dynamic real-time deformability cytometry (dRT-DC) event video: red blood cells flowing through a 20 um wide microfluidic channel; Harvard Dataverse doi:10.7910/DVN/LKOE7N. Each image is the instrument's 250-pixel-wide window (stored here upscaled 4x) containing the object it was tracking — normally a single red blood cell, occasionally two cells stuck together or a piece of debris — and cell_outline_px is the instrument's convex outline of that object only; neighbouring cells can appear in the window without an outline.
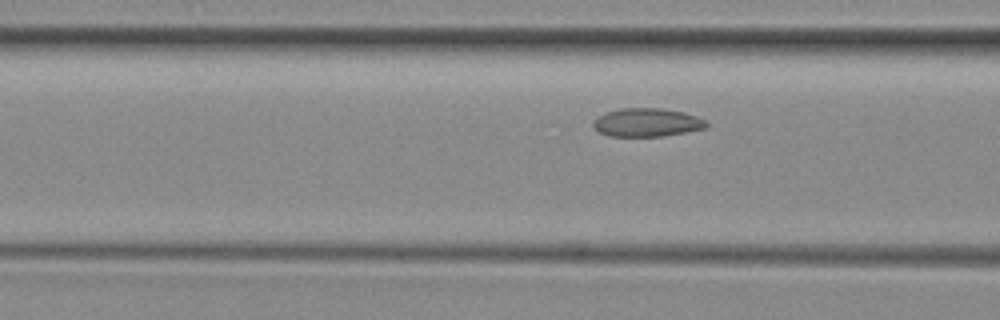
{"species": "common noctule bat (a hibernating species)", "species_latin": "Nyctalus noctula", "temperature_condition": "room temperature", "stored_images_in_passage": 6, "camera_frame_rate_fps": 3000, "um_per_image_px": 0.085, "animal": {"sex": "female", "body_mass_g": 29.2, "forearm_length_mm": 56.3}, "frame": {"image": 1, "passage_image": 6, "time_ms": 6.333, "image_size_px": [1000, 320], "cell_outline_px": [[708, 124], [704, 128], [664, 136], [608, 136], [600, 132], [592, 124], [604, 112], [620, 108], [660, 108], [684, 112], [696, 116], [704, 120]], "centroid_in_image_um": [54.98, 10.4], "position_along_channel_um": 111.6, "area_um2": 18.5}}